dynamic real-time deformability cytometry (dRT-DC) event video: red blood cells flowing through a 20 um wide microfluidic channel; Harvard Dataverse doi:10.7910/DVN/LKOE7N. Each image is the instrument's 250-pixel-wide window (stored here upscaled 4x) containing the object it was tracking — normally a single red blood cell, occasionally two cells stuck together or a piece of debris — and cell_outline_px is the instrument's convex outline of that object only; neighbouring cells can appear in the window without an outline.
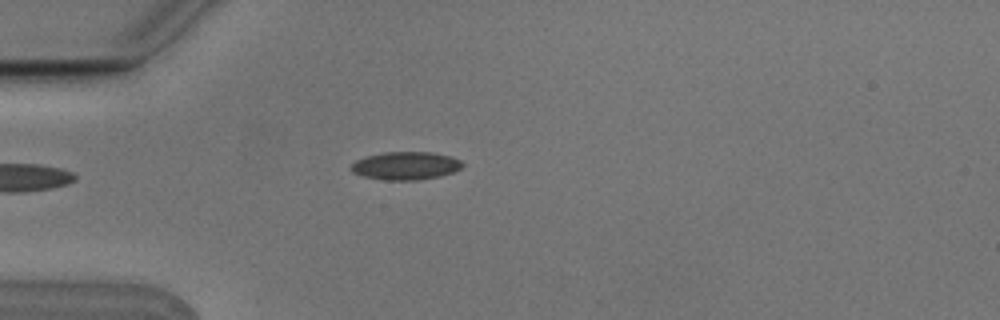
{"species": "Egyptian fruit bat (a non-hibernating species)", "species_latin": "Rousettus aegyptiacus", "temperature_condition": "cold", "stored_images_in_passage": 2, "camera_frame_rate_fps": 3000, "um_per_image_px": 0.085, "animal": {"sex": "male"}, "frame": {"image": 1, "passage_image": 2, "time_ms": 0.333, "image_size_px": [1000, 320], "cell_outline_px": [[464, 164], [460, 168], [452, 172], [440, 176], [420, 180], [384, 180], [364, 176], [352, 172], [352, 164], [356, 160], [368, 156], [384, 152], [432, 152], [452, 156], [460, 160]], "centroid_in_image_um": [34.51, 14.08], "position_along_channel_um": 50.5, "area_um2": 18.09}}